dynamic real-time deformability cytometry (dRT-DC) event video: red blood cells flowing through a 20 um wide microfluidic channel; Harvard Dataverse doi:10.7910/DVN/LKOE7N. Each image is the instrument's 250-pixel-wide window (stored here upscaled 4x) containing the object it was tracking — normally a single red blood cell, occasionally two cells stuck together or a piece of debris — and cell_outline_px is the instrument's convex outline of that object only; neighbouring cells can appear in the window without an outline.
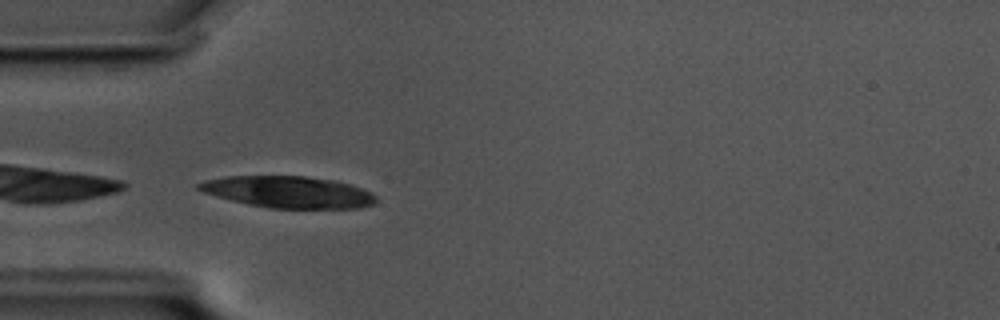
{"species": "common noctule bat (a hibernating species)", "species_latin": "Nyctalus noctula", "temperature_condition": "cold", "stored_images_in_passage": 32, "camera_frame_rate_fps": 3000, "um_per_image_px": 0.085, "animal": {"sex": "male", "body_mass_g": 17.5, "forearm_length_mm": 52.3}, "frame": {"image": 1, "passage_image": 1, "time_ms": 0.0, "image_size_px": [1000, 320], "cell_outline_px": [[376, 200], [372, 204], [356, 208], [268, 208], [248, 204], [216, 196], [204, 192], [196, 188], [196, 184], [204, 180], [224, 176], [304, 176], [332, 180], [348, 184], [372, 192], [376, 196]], "centroid_in_image_um": [24.46, 16.31], "position_along_channel_um": 60.5, "area_um2": 32.48}}
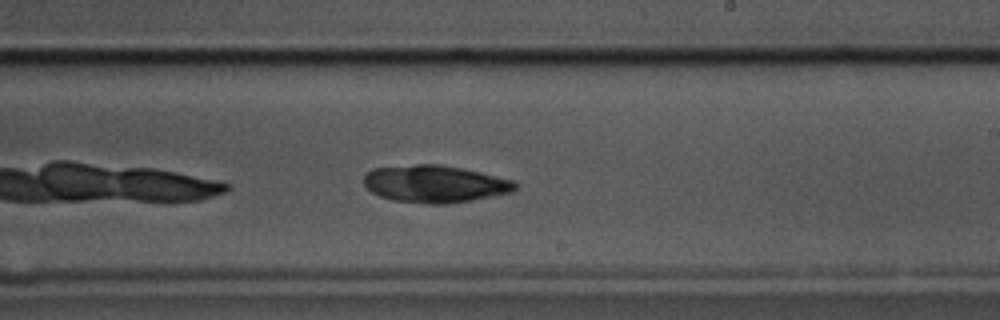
{"frame": {"image": 2, "passage_image": 18, "time_ms": 5.667, "image_size_px": [1000, 320], "cell_outline_px": [[520, 188], [512, 192], [472, 200], [448, 204], [428, 204], [392, 200], [380, 196], [372, 192], [364, 184], [364, 176], [372, 168], [416, 164], [440, 164], [480, 172], [516, 180], [520, 184]], "centroid_in_image_um": [37.02, 15.63], "position_along_channel_um": 252.0, "area_um2": 33.18}}